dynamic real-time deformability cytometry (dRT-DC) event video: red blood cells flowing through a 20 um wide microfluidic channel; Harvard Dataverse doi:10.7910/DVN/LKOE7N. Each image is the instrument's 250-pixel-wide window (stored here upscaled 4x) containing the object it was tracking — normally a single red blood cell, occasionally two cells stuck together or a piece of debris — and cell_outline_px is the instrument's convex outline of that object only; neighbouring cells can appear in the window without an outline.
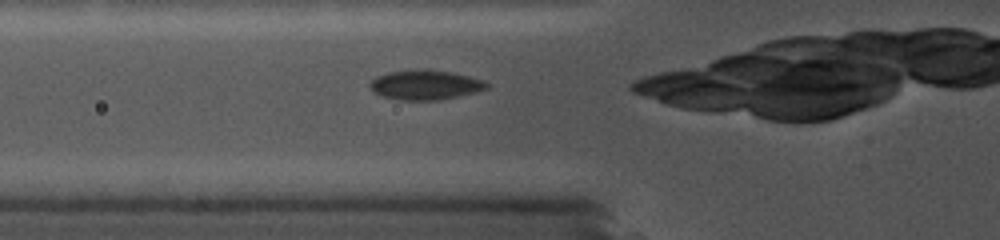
{"species": "common noctule bat (a hibernating species)", "species_latin": "Nyctalus noctula", "temperature_condition": "cold", "stored_images_in_passage": 12, "camera_frame_rate_fps": 5000, "um_per_image_px": 0.085, "animal": {"sex": "female", "body_mass_g": 19.0, "forearm_length_mm": 56.7}, "frame": {"image": 1, "passage_image": 3, "time_ms": 0.6, "image_size_px": [1000, 240], "cell_outline_px": [[488, 88], [476, 92], [440, 100], [396, 100], [380, 96], [372, 92], [368, 88], [368, 84], [376, 76], [388, 72], [424, 68], [452, 72], [484, 80], [488, 84]], "centroid_in_image_um": [36.09, 7.21], "position_along_channel_um": 89.7, "area_um2": 20.58}}
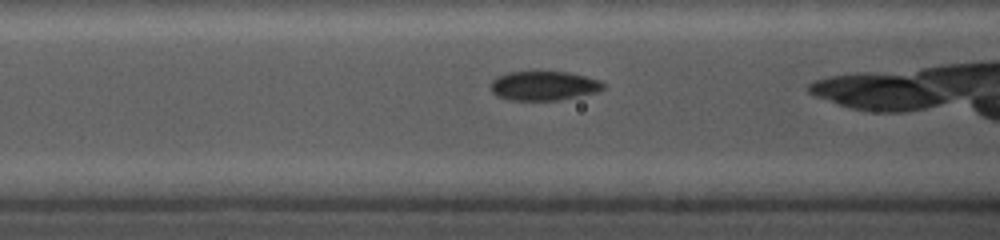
{"frame": {"image": 2, "passage_image": 6, "time_ms": 1.4, "image_size_px": [1000, 240], "cell_outline_px": [[608, 84], [604, 88], [596, 92], [560, 100], [508, 100], [496, 96], [492, 92], [492, 80], [496, 76], [508, 72], [536, 68], [568, 72], [600, 80]], "centroid_in_image_um": [46.2, 7.24], "position_along_channel_um": 120.4, "area_um2": 20.11}}